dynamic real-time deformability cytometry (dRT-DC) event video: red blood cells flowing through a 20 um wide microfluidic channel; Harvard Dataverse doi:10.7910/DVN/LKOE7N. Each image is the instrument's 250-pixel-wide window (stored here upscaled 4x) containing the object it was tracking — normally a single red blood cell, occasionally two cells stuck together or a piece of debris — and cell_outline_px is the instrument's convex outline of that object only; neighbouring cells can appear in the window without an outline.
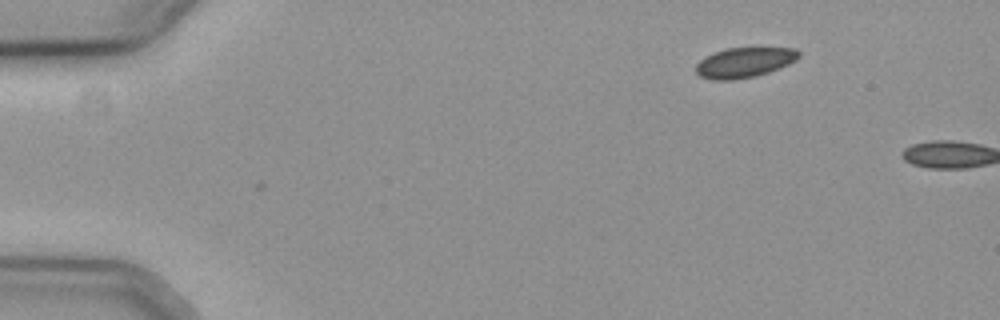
{"species": "common noctule bat (a hibernating species)", "species_latin": "Nyctalus noctula", "temperature_condition": "cold", "stored_images_in_passage": 3, "camera_frame_rate_fps": 3000, "um_per_image_px": 0.085, "animal": {"sex": "female", "body_mass_g": 19.3, "forearm_length_mm": 54.1}, "frame": {"image": 1, "passage_image": 1, "time_ms": 0.0, "image_size_px": [1000, 320], "cell_outline_px": [[800, 56], [796, 60], [788, 64], [768, 72], [756, 76], [732, 80], [716, 80], [700, 76], [696, 72], [696, 64], [704, 56], [728, 48], [796, 48], [800, 52]], "centroid_in_image_um": [63.27, 5.31], "position_along_channel_um": 21.7, "area_um2": 17.92}}